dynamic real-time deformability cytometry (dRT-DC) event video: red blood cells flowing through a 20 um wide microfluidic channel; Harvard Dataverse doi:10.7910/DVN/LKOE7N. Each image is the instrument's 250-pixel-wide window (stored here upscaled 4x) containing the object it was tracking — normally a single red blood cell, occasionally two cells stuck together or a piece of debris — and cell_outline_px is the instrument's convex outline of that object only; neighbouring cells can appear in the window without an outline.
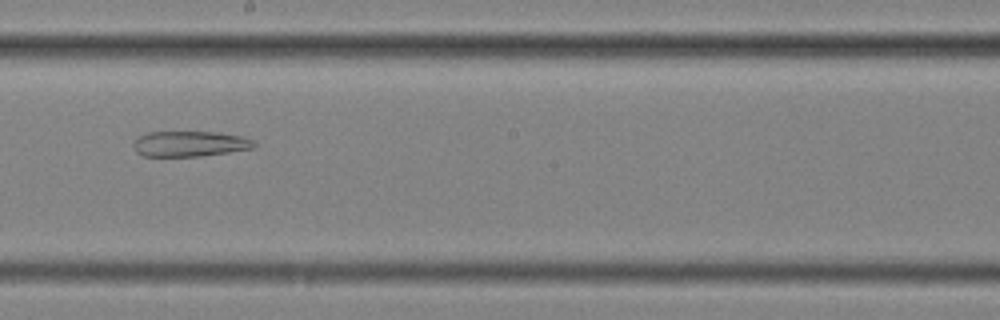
{"species": "common noctule bat (a hibernating species)", "species_latin": "Nyctalus noctula", "temperature_condition": "cold", "stored_images_in_passage": 32, "camera_frame_rate_fps": 3000, "um_per_image_px": 0.085, "animal": {"sex": "female", "body_mass_g": 25.1}, "frame": {"image": 1, "passage_image": 14, "time_ms": 4.333, "image_size_px": [1000, 320], "cell_outline_px": [[256, 144], [252, 148], [204, 156], [144, 156], [136, 152], [132, 144], [136, 136], [148, 132], [216, 132], [244, 136], [252, 140]], "centroid_in_image_um": [16.09, 12.22], "position_along_channel_um": 232.1, "area_um2": 18.03}}